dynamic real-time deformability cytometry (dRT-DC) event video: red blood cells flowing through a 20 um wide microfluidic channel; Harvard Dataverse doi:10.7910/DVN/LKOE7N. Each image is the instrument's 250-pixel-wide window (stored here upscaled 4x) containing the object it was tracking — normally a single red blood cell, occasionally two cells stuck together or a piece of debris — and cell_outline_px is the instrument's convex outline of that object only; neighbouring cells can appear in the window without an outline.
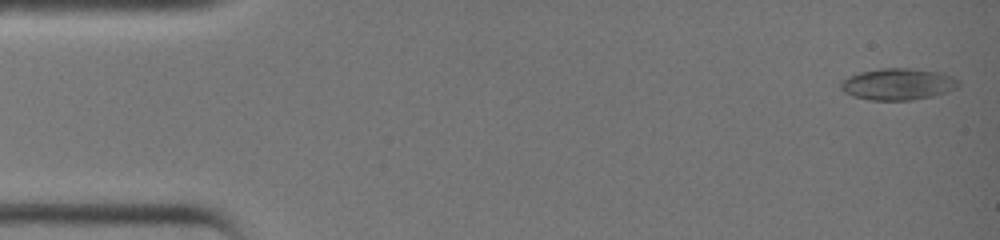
{"species": "common noctule bat (a hibernating species)", "species_latin": "Nyctalus noctula", "temperature_condition": "warm", "stored_images_in_passage": 38, "camera_frame_rate_fps": 3000, "um_per_image_px": 0.085, "animal": {"sex": "female", "body_mass_g": 19.0, "forearm_length_mm": 51.5}, "frame": {"image": 1, "passage_image": 1, "time_ms": 0.0, "image_size_px": [1000, 240], "cell_outline_px": [[960, 84], [956, 88], [932, 96], [912, 100], [868, 100], [852, 96], [844, 92], [840, 88], [840, 80], [848, 76], [860, 72], [884, 68], [912, 68], [940, 72], [952, 76], [960, 80]], "centroid_in_image_um": [76.3, 7.15], "position_along_channel_um": 8.7, "area_um2": 21.85}}
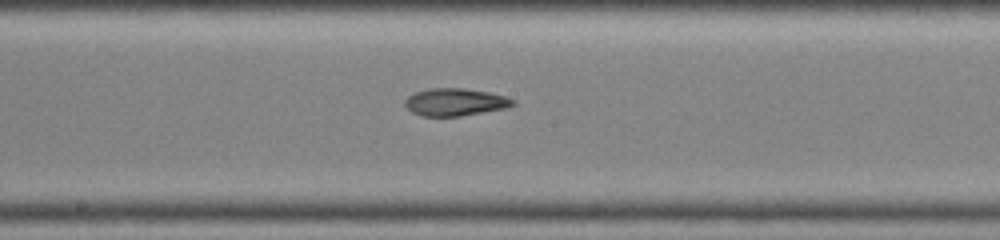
{"frame": {"image": 2, "passage_image": 21, "time_ms": 6.667, "image_size_px": [1000, 240], "cell_outline_px": [[516, 104], [508, 108], [460, 116], [420, 116], [412, 112], [404, 104], [404, 100], [408, 96], [416, 92], [428, 88], [464, 88], [488, 92], [504, 96], [516, 100]], "centroid_in_image_um": [38.7, 8.68], "position_along_channel_um": 209.5, "area_um2": 17.4}}
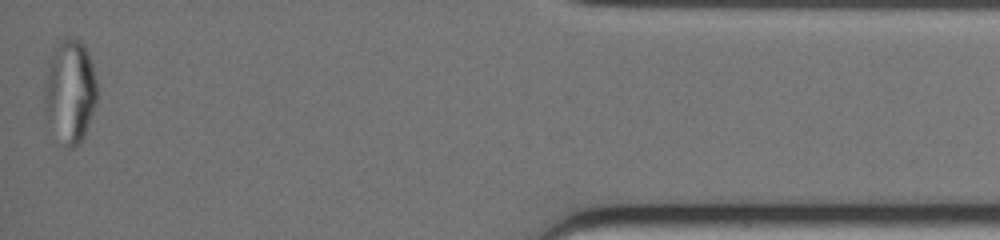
{"frame": {"image": 3, "passage_image": 38, "time_ms": 12.333, "image_size_px": [1000, 240], "cell_outline_px": [[96, 104], [84, 136], [72, 148], [64, 148], [48, 120], [44, 100], [44, 80], [48, 64], [56, 40], [64, 36], [76, 36], [84, 44], [88, 52], [92, 64], [96, 80]], "centroid_in_image_um": [5.94, 7.67], "position_along_channel_um": 429.3, "area_um2": 32.08}}